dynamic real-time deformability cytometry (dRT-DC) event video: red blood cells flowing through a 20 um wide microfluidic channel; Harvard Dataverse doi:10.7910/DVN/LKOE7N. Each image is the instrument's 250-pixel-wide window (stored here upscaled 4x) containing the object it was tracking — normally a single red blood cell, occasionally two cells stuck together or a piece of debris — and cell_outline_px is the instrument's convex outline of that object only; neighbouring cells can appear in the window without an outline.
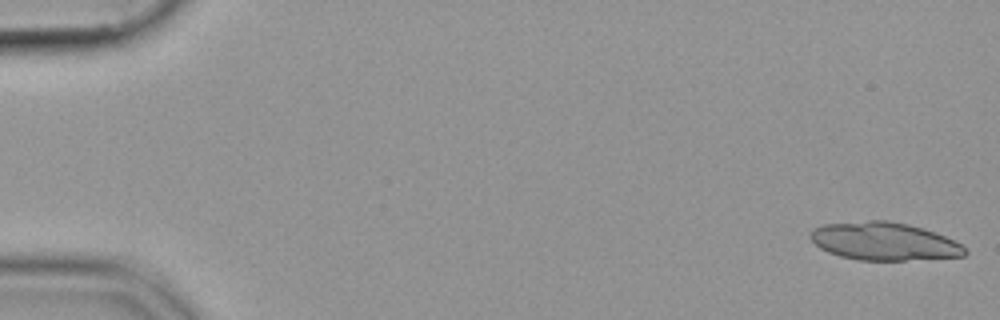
{"species": "common noctule bat (a hibernating species)", "species_latin": "Nyctalus noctula", "temperature_condition": "cold", "stored_images_in_passage": 54, "segment_of_instrument_passage": [1, 2], "camera_frame_rate_fps": 3000, "um_per_image_px": 0.085, "animal": {"sex": "female", "body_mass_g": 19.9}, "frame": {"image": 1, "passage_image": 1, "time_ms": 0.0, "image_size_px": [1000, 320], "cell_outline_px": [[968, 252], [964, 256], [904, 260], [860, 260], [840, 256], [828, 252], [820, 248], [808, 236], [816, 228], [824, 224], [872, 220], [888, 220], [908, 224], [944, 236], [960, 244]], "centroid_in_image_um": [75.12, 20.51], "position_along_channel_um": 9.9, "area_um2": 33.7}}